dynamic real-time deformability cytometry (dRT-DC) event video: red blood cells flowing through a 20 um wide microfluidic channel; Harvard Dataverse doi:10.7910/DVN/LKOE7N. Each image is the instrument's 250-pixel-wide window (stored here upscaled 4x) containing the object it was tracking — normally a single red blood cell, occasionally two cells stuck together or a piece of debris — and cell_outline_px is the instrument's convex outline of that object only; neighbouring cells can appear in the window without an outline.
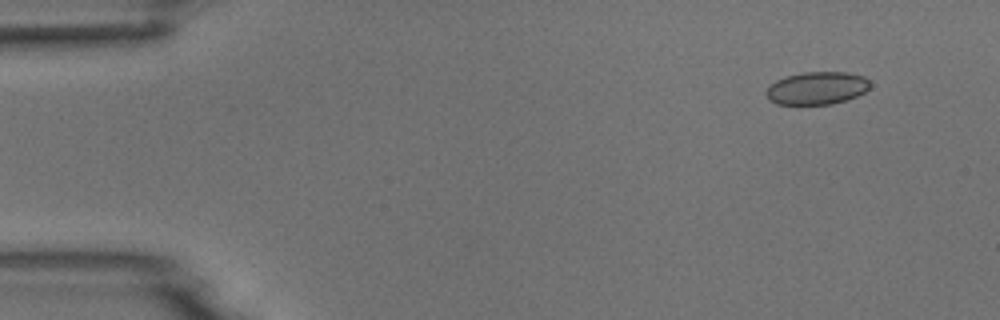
{"species": "common noctule bat (a hibernating species)", "species_latin": "Nyctalus noctula", "temperature_condition": "room temperature", "stored_images_in_passage": 5, "camera_frame_rate_fps": 3000, "um_per_image_px": 0.085, "animal": {"sex": "male", "body_mass_g": 18.8}, "frame": {"image": 1, "passage_image": 2, "time_ms": 1.0, "image_size_px": [1000, 320], "cell_outline_px": [[872, 84], [864, 92], [856, 96], [832, 104], [776, 104], [768, 100], [764, 92], [776, 80], [784, 76], [804, 72], [848, 72], [864, 76]], "centroid_in_image_um": [69.42, 7.48], "position_along_channel_um": 15.6, "area_um2": 19.88}}
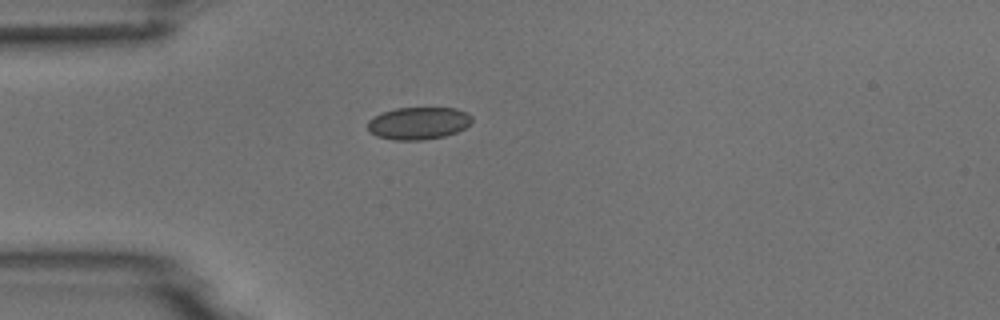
{"frame": {"image": 2, "passage_image": 5, "time_ms": 4.333, "image_size_px": [1000, 320], "cell_outline_px": [[472, 120], [464, 128], [456, 132], [444, 136], [424, 140], [392, 140], [376, 136], [368, 132], [368, 120], [380, 112], [396, 108], [456, 108], [468, 112], [472, 116]], "centroid_in_image_um": [35.53, 10.47], "position_along_channel_um": 49.5, "area_um2": 19.88}}